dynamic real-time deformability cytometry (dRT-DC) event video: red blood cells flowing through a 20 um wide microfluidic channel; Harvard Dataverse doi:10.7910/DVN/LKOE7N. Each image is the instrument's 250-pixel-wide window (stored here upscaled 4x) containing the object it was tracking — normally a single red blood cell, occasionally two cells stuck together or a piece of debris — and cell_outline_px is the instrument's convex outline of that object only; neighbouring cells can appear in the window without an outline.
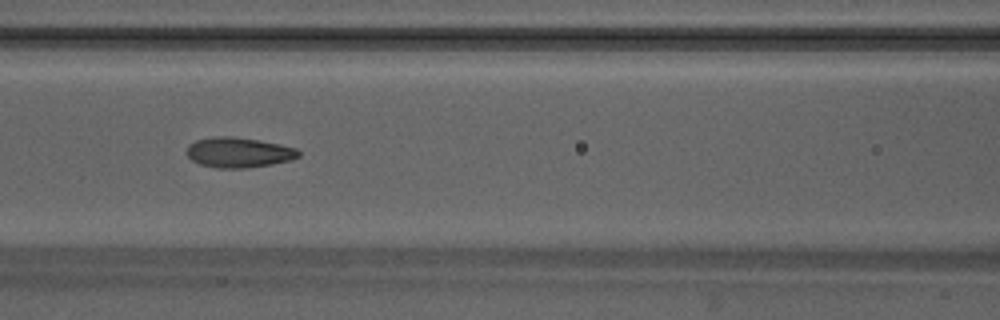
{"species": "Egyptian fruit bat (a non-hibernating species)", "species_latin": "Rousettus aegyptiacus", "temperature_condition": "warm", "stored_images_in_passage": 21, "camera_frame_rate_fps": 3000, "um_per_image_px": 0.085, "animal": {"sex": "male"}, "frame": {"image": 1, "passage_image": 7, "time_ms": 2.0, "image_size_px": [1000, 320], "cell_outline_px": [[300, 156], [292, 160], [272, 164], [244, 168], [216, 168], [200, 164], [192, 160], [184, 152], [188, 144], [196, 140], [212, 136], [232, 136], [260, 140], [280, 144], [296, 148], [300, 152]], "centroid_in_image_um": [20.26, 12.95], "position_along_channel_um": 146.3, "area_um2": 19.94}}
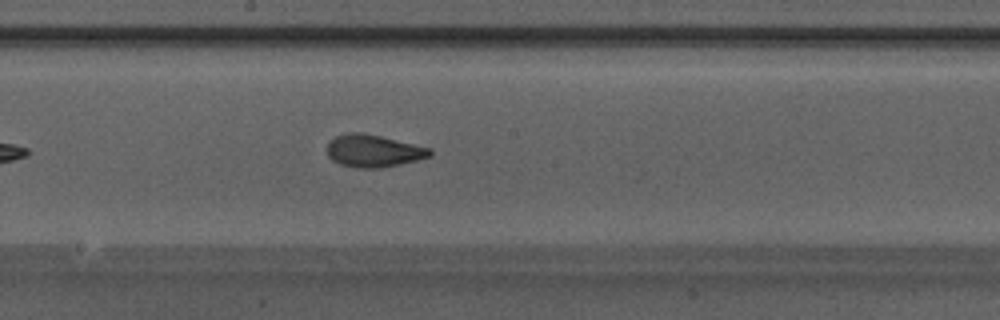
{"frame": {"image": 2, "passage_image": 12, "time_ms": 3.667, "image_size_px": [1000, 320], "cell_outline_px": [[432, 156], [400, 164], [380, 168], [356, 168], [340, 164], [332, 160], [328, 156], [328, 144], [336, 136], [348, 132], [364, 132], [432, 148]], "centroid_in_image_um": [31.76, 12.82], "position_along_channel_um": 216.4, "area_um2": 19.48}}
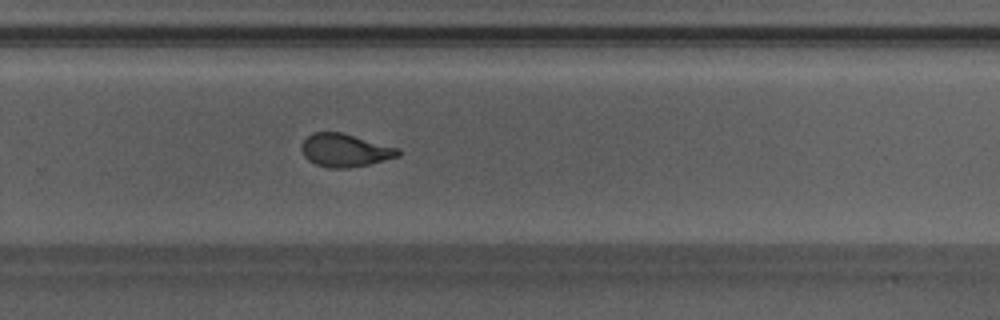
{"frame": {"image": 3, "passage_image": 18, "time_ms": 5.667, "image_size_px": [1000, 320], "cell_outline_px": [[400, 156], [368, 164], [344, 168], [328, 168], [316, 164], [308, 160], [304, 156], [300, 148], [300, 144], [312, 132], [344, 132], [400, 148]], "centroid_in_image_um": [29.32, 12.75], "position_along_channel_um": 300.5, "area_um2": 18.79}}